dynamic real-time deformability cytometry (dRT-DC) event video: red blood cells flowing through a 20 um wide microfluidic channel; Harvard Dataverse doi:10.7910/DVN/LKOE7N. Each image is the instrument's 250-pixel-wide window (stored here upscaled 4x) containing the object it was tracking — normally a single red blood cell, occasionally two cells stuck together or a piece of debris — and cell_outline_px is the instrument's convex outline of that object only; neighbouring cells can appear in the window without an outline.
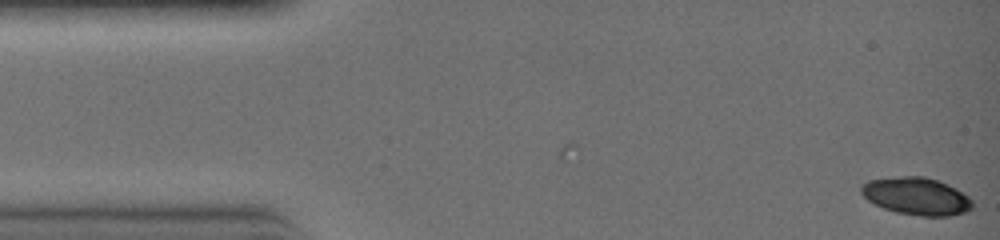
{"species": "common noctule bat (a hibernating species)", "species_latin": "Nyctalus noctula", "temperature_condition": "warm", "stored_images_in_passage": 2, "camera_frame_rate_fps": 3000, "um_per_image_px": 0.085, "animal": {"sex": "female", "body_mass_g": 19.0, "forearm_length_mm": 51.5}, "frame": {"image": 1, "passage_image": 2, "time_ms": 0.333, "image_size_px": [1000, 240], "cell_outline_px": [[972, 208], [968, 212], [948, 216], [924, 216], [896, 212], [884, 208], [868, 200], [860, 192], [860, 188], [868, 180], [904, 176], [924, 176], [948, 184], [956, 188], [968, 196], [972, 200]], "centroid_in_image_um": [77.93, 16.68], "position_along_channel_um": 7.1, "area_um2": 24.16}}